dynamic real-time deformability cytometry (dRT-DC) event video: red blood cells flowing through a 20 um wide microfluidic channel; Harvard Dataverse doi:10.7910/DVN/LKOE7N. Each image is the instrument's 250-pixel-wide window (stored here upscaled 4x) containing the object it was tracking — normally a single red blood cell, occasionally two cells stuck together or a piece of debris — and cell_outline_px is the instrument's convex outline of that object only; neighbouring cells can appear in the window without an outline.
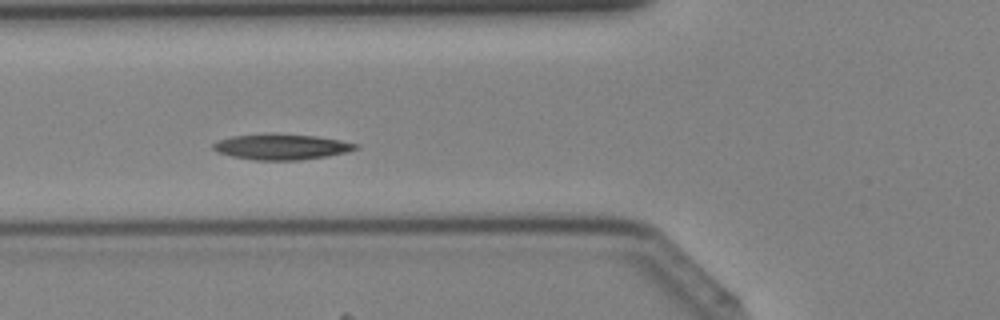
{"species": "Egyptian fruit bat (a non-hibernating species)", "species_latin": "Rousettus aegyptiacus", "temperature_condition": "cold", "stored_images_in_passage": 35, "camera_frame_rate_fps": 3000, "um_per_image_px": 0.085, "animal": {"sex": "female"}, "frame": {"image": 1, "passage_image": 8, "time_ms": 2.333, "image_size_px": [1000, 320], "cell_outline_px": [[360, 148], [328, 156], [300, 160], [252, 160], [232, 156], [216, 152], [212, 148], [212, 144], [220, 140], [232, 136], [264, 132], [272, 132], [316, 136], [340, 140], [360, 144]], "centroid_in_image_um": [23.91, 12.46], "position_along_channel_um": 101.9, "area_um2": 21.73}}
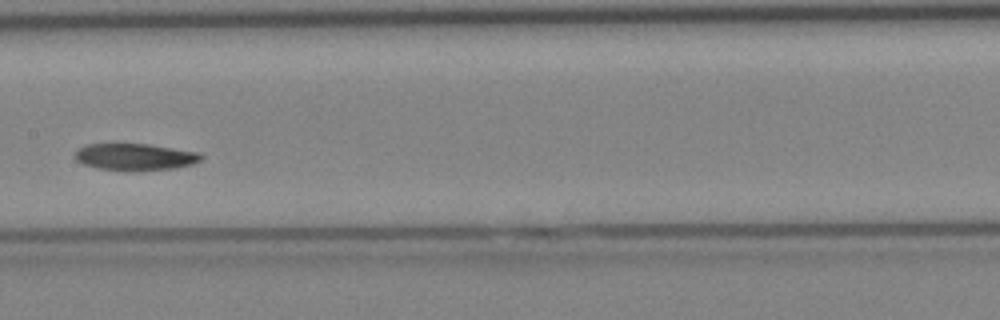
{"frame": {"image": 2, "passage_image": 14, "time_ms": 4.333, "image_size_px": [1000, 320], "cell_outline_px": [[204, 156], [200, 160], [192, 164], [176, 168], [100, 168], [84, 164], [76, 160], [76, 148], [84, 144], [148, 144], [200, 152]], "centroid_in_image_um": [11.49, 13.28], "position_along_channel_um": 195.9, "area_um2": 18.84}}
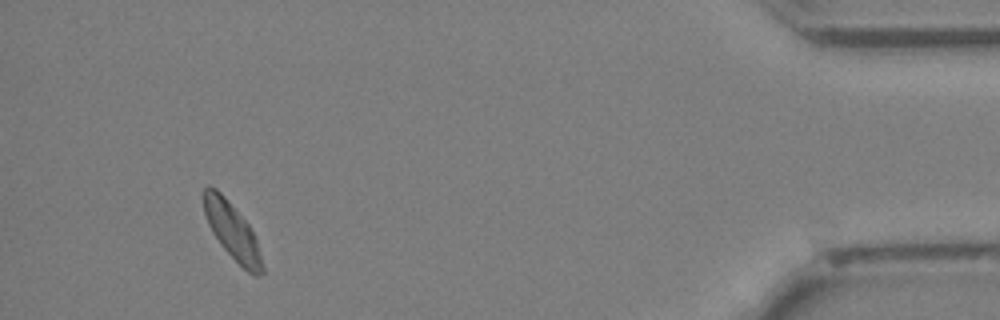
{"frame": {"image": 3, "passage_image": 32, "time_ms": 10.333, "image_size_px": [1000, 320], "cell_outline_px": [[264, 272], [256, 276], [252, 276], [220, 244], [212, 232], [208, 224], [204, 212], [200, 196], [204, 188], [208, 184], [216, 188], [224, 196], [248, 224], [256, 236], [264, 268]], "centroid_in_image_um": [19.71, 19.6], "position_along_channel_um": 415.5, "area_um2": 19.42}}